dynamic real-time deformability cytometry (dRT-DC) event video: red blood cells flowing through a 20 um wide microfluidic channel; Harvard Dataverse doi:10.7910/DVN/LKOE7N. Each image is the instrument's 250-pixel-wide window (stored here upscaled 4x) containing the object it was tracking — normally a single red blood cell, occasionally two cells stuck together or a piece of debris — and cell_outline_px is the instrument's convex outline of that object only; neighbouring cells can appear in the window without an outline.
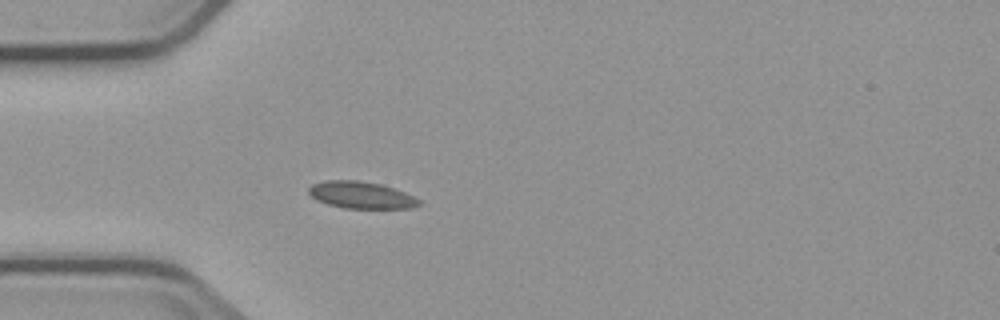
{"species": "common noctule bat (a hibernating species)", "species_latin": "Nyctalus noctula", "temperature_condition": "cold", "stored_images_in_passage": 3, "camera_frame_rate_fps": 3000, "um_per_image_px": 0.085, "animal": {"sex": "male", "body_mass_g": 23.1, "forearm_length_mm": 52.7}, "frame": {"image": 1, "passage_image": 3, "time_ms": 3.333, "image_size_px": [1000, 320], "cell_outline_px": [[420, 204], [412, 208], [344, 208], [328, 204], [316, 200], [308, 192], [308, 188], [312, 184], [324, 180], [356, 180], [380, 184], [404, 192], [420, 200]], "centroid_in_image_um": [30.66, 16.58], "position_along_channel_um": 54.3, "area_um2": 17.17}}